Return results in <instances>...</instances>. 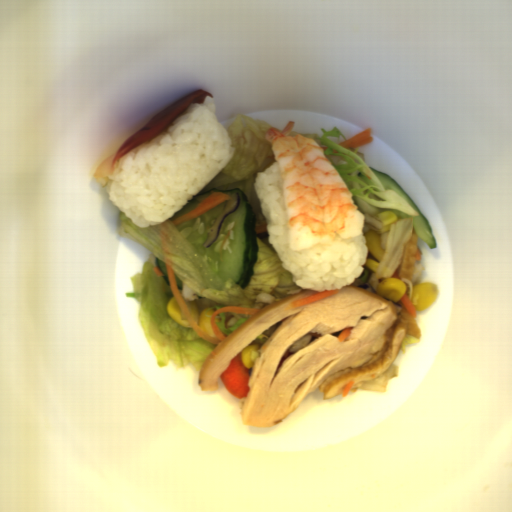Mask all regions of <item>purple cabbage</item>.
<instances>
[{
	"label": "purple cabbage",
	"instance_id": "c1f60e8f",
	"mask_svg": "<svg viewBox=\"0 0 512 512\" xmlns=\"http://www.w3.org/2000/svg\"><path fill=\"white\" fill-rule=\"evenodd\" d=\"M229 197L230 198L227 199V204H226L224 211L219 216L210 236L208 237L207 241L204 244V248H206V249L210 248L218 239L220 227H221L224 219L226 217H228L230 214H232L233 212H235L239 206V203H240L239 193H235Z\"/></svg>",
	"mask_w": 512,
	"mask_h": 512
}]
</instances>
